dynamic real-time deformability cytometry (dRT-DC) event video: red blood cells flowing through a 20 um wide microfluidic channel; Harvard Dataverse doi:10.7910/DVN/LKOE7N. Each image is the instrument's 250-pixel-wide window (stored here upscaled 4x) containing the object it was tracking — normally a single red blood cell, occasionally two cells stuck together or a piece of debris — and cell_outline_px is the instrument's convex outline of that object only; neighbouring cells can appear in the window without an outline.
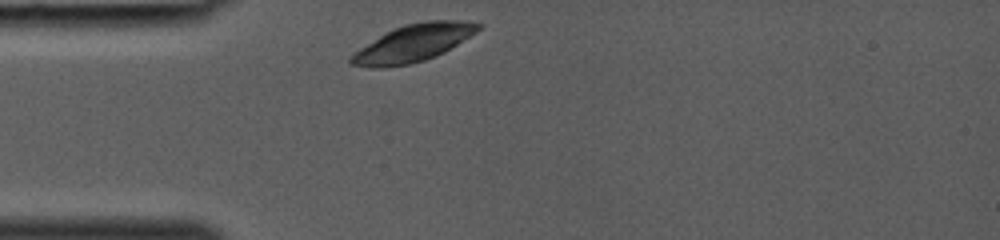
{"species": "common noctule bat (a hibernating species)", "species_latin": "Nyctalus noctula", "temperature_condition": "room temperature", "stored_images_in_passage": 24, "camera_frame_rate_fps": 3000, "um_per_image_px": 0.085, "animal": {"sex": "female", "body_mass_g": 19.0, "forearm_length_mm": 53.3}, "frame": {"image": 1, "passage_image": 1, "time_ms": 0.0, "image_size_px": [1000, 240], "cell_outline_px": [[484, 24], [476, 32], [444, 52], [436, 56], [424, 60], [408, 64], [384, 68], [372, 68], [352, 64], [348, 60], [348, 56], [360, 48], [380, 36], [404, 24], [424, 20], [464, 20]], "centroid_in_image_um": [35.13, 3.66], "position_along_channel_um": 49.9, "area_um2": 27.4}}
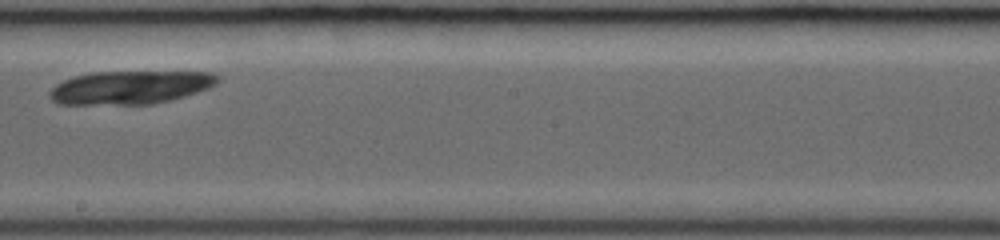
{"frame": {"image": 2, "passage_image": 13, "time_ms": 4.0, "image_size_px": [1000, 240], "cell_outline_px": [[220, 80], [216, 84], [208, 88], [184, 96], [152, 104], [60, 104], [52, 100], [48, 96], [48, 92], [56, 84], [64, 80], [76, 76], [92, 72], [212, 72], [220, 76]], "centroid_in_image_um": [11.07, 7.42], "position_along_channel_um": 237.1, "area_um2": 32.43}}
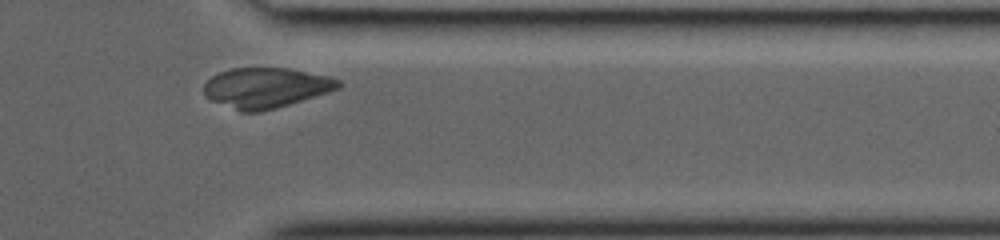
{"frame": {"image": 3, "passage_image": 22, "time_ms": 7.0, "image_size_px": [1000, 240], "cell_outline_px": [[344, 84], [340, 88], [328, 92], [276, 108], [260, 112], [240, 112], [212, 100], [204, 96], [204, 84], [212, 76], [220, 72], [232, 68], [288, 68], [328, 76], [340, 80]], "centroid_in_image_um": [22.61, 7.46], "position_along_channel_um": 388.8, "area_um2": 31.44}}